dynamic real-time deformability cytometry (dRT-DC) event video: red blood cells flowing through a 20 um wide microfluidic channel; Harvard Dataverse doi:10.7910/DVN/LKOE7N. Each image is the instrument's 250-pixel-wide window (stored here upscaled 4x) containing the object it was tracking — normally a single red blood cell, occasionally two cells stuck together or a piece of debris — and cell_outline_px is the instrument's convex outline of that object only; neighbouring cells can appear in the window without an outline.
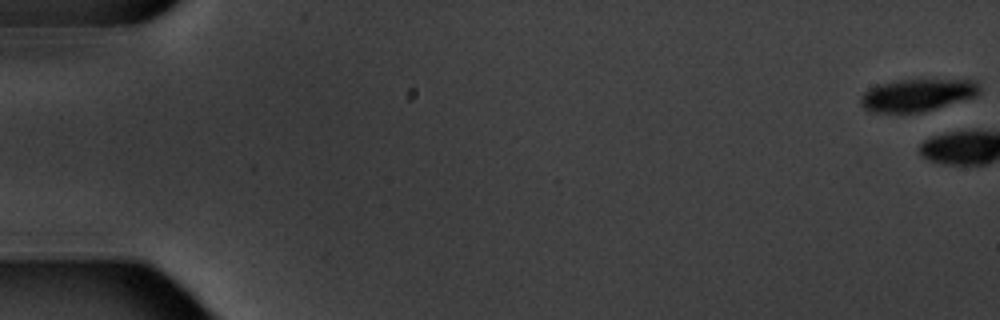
{"species": "common noctule bat (a hibernating species)", "species_latin": "Nyctalus noctula", "temperature_condition": "warm", "stored_images_in_passage": 6, "camera_frame_rate_fps": 3000, "um_per_image_px": 0.085, "animal": {"sex": "male", "body_mass_g": 20.1, "forearm_length_mm": 53.5}, "frame": {"image": 1, "passage_image": 1, "time_ms": 0.0, "image_size_px": [1000, 320], "cell_outline_px": [[980, 92], [976, 96], [920, 112], [868, 112], [860, 104], [860, 96], [868, 88], [876, 84], [896, 80], [976, 80], [980, 88]], "centroid_in_image_um": [77.9, 8.07], "position_along_channel_um": 7.1, "area_um2": 22.31}}